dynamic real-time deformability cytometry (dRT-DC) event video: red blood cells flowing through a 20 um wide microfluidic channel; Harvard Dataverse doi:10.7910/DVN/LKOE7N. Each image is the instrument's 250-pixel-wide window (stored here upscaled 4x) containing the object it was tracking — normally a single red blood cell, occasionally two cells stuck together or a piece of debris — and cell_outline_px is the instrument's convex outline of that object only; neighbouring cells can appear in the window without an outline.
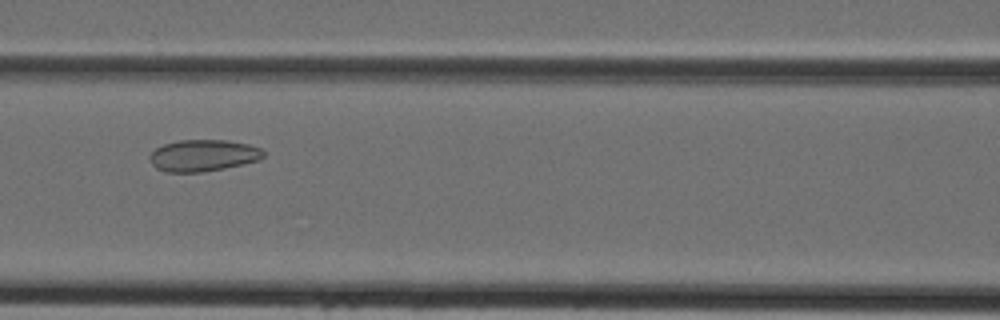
{"species": "Egyptian fruit bat (a non-hibernating species)", "species_latin": "Rousettus aegyptiacus", "temperature_condition": "cold", "stored_images_in_passage": 38, "camera_frame_rate_fps": 3000, "um_per_image_px": 0.085, "animal": {"sex": "female"}, "frame": {"image": 1, "passage_image": 13, "time_ms": 4.0, "image_size_px": [1000, 320], "cell_outline_px": [[264, 156], [260, 160], [244, 164], [224, 168], [200, 172], [164, 172], [156, 168], [152, 164], [148, 156], [156, 148], [164, 144], [180, 140], [224, 140], [248, 144], [260, 148], [264, 152]], "centroid_in_image_um": [17.26, 13.22], "position_along_channel_um": 149.3, "area_um2": 20.98}}
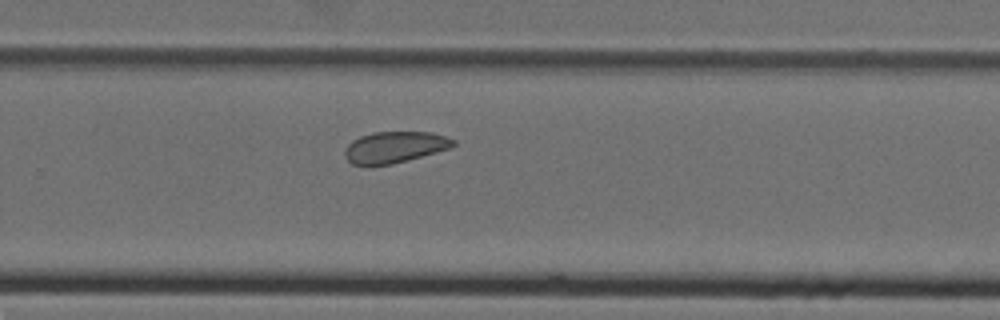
{"frame": {"image": 2, "passage_image": 23, "time_ms": 7.333, "image_size_px": [1000, 320], "cell_outline_px": [[456, 144], [452, 148], [408, 160], [392, 164], [352, 164], [344, 156], [344, 152], [348, 144], [352, 140], [360, 136], [372, 132], [432, 132], [456, 140]], "centroid_in_image_um": [33.58, 12.49], "position_along_channel_um": 296.2, "area_um2": 19.77}}
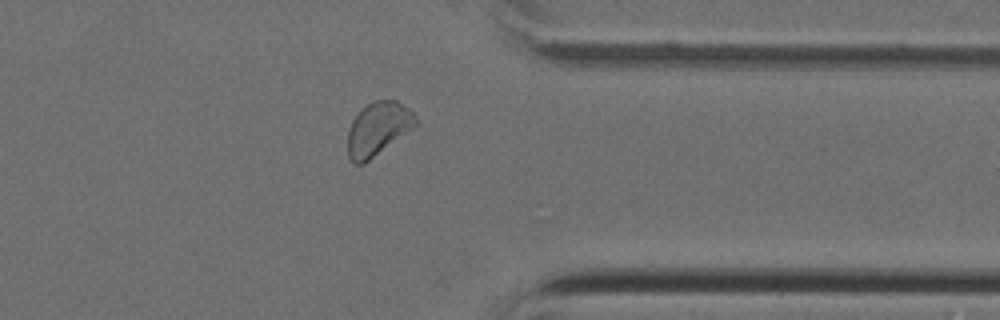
{"frame": {"image": 3, "passage_image": 29, "time_ms": 9.333, "image_size_px": [1000, 320], "cell_outline_px": [[420, 124], [364, 164], [356, 164], [348, 156], [348, 128], [352, 120], [360, 108], [372, 100], [396, 100], [408, 108], [420, 120]], "centroid_in_image_um": [32.15, 10.93], "position_along_channel_um": 379.2, "area_um2": 21.56}}